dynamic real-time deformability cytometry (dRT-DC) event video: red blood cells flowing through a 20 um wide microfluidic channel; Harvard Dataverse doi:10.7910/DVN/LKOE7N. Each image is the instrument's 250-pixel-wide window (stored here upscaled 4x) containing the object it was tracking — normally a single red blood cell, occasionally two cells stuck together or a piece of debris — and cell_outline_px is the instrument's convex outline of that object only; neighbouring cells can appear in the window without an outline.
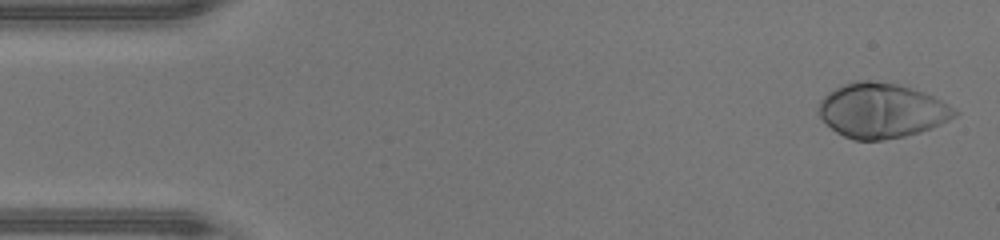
{"species": "human", "species_latin": "Homo sapiens", "temperature_condition": "warm", "stored_images_in_passage": 46, "camera_frame_rate_fps": 3000, "um_per_image_px": 0.085, "donor": {"sex": "male"}, "frame": {"image": 1, "passage_image": 1, "time_ms": 0.0, "image_size_px": [1000, 240], "cell_outline_px": [[960, 112], [956, 116], [932, 128], [920, 132], [904, 136], [884, 140], [852, 140], [836, 132], [816, 112], [820, 100], [824, 96], [836, 88], [844, 84], [856, 80], [868, 80], [896, 84], [912, 88], [924, 92], [956, 108]], "centroid_in_image_um": [74.94, 9.4], "position_along_channel_um": 10.1, "area_um2": 43.35}}
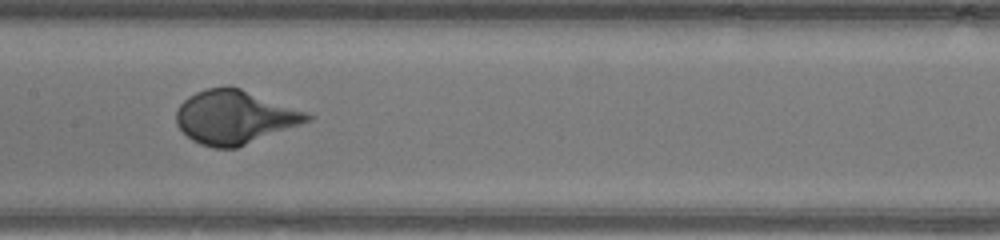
{"frame": {"image": 2, "passage_image": 22, "time_ms": 7.0, "image_size_px": [1000, 240], "cell_outline_px": [[312, 120], [236, 148], [216, 148], [200, 144], [192, 140], [176, 124], [176, 112], [180, 104], [188, 96], [196, 92], [208, 88], [228, 84], [240, 88], [308, 112], [312, 116]], "centroid_in_image_um": [19.94, 9.94], "position_along_channel_um": 187.5, "area_um2": 40.86}}
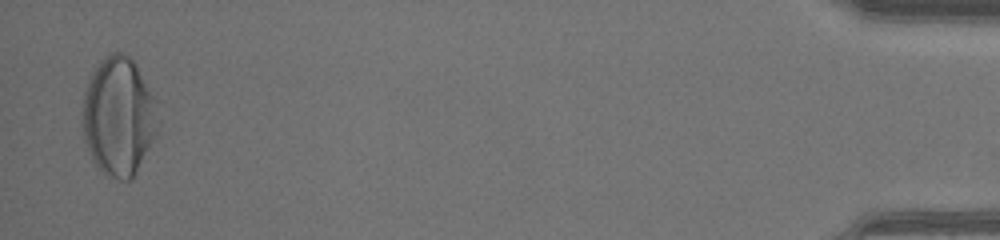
{"frame": {"image": 3, "passage_image": 45, "time_ms": 14.667, "image_size_px": [1000, 240], "cell_outline_px": [[160, 124], [156, 136], [136, 172], [128, 180], [120, 180], [104, 176], [92, 160], [84, 140], [84, 88], [92, 72], [100, 60], [104, 56], [112, 52], [124, 52], [136, 64], [152, 96], [160, 120]], "centroid_in_image_um": [10.09, 9.92], "position_along_channel_um": 425.1, "area_um2": 52.14}}